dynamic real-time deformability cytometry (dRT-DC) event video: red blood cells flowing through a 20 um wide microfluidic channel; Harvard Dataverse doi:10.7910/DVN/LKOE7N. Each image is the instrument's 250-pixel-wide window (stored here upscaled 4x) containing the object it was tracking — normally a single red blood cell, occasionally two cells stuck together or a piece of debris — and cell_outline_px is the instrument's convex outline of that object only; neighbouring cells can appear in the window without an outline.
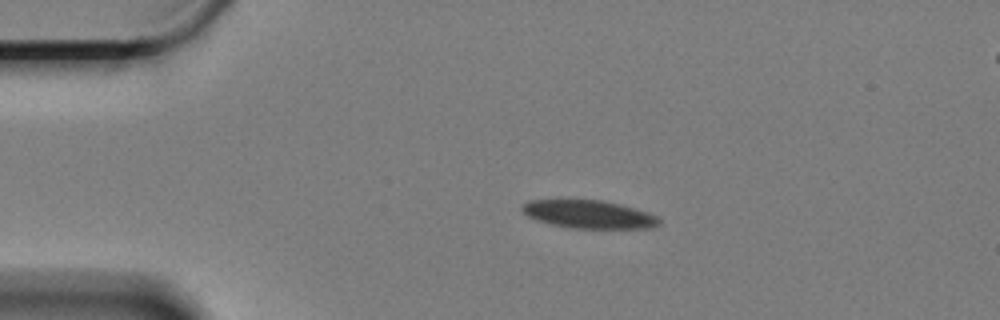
{"species": "Egyptian fruit bat (a non-hibernating species)", "species_latin": "Rousettus aegyptiacus", "temperature_condition": "cold", "stored_images_in_passage": 49, "camera_frame_rate_fps": 3000, "um_per_image_px": 0.085, "animal": {"sex": "female"}, "frame": {"image": 1, "passage_image": 1, "time_ms": 0.0, "image_size_px": [1000, 320], "cell_outline_px": [[660, 224], [648, 228], [568, 228], [536, 220], [528, 216], [520, 208], [528, 200], [600, 200], [620, 204], [648, 212], [656, 216], [660, 220]], "centroid_in_image_um": [50.04, 18.22], "position_along_channel_um": 35.0, "area_um2": 22.25}}
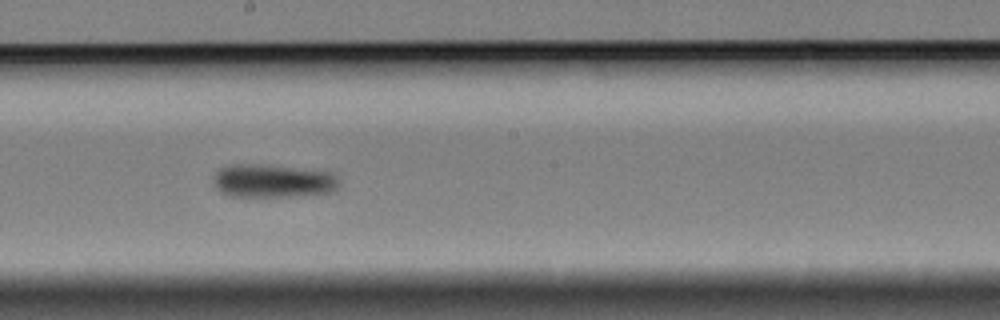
{"frame": {"image": 2, "passage_image": 22, "time_ms": 7.0, "image_size_px": [1000, 320], "cell_outline_px": [[340, 188], [336, 192], [288, 196], [232, 196], [220, 192], [216, 188], [216, 172], [220, 168], [232, 164], [260, 164], [332, 172], [340, 180]], "centroid_in_image_um": [23.27, 15.38], "position_along_channel_um": 224.9, "area_um2": 24.33}}
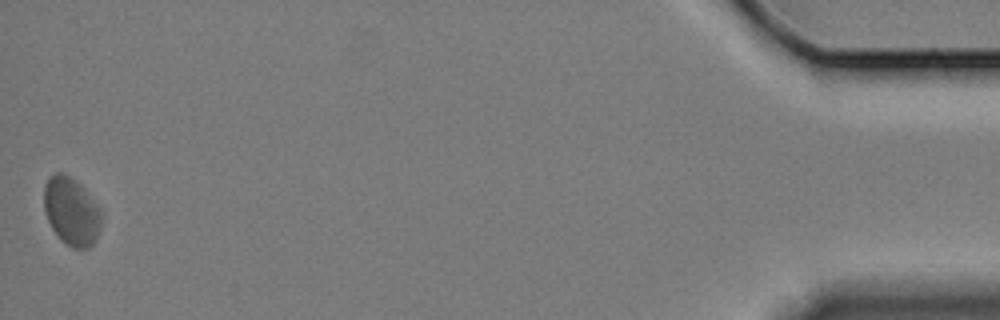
{"frame": {"image": 3, "passage_image": 49, "time_ms": 16.0, "image_size_px": [1000, 320], "cell_outline_px": [[104, 212], [100, 228], [92, 244], [88, 248], [72, 248], [52, 228], [48, 220], [44, 208], [44, 184], [48, 176], [56, 172], [64, 172], [80, 184]], "centroid_in_image_um": [6.08, 17.91], "position_along_channel_um": 429.1, "area_um2": 22.72}, "authors_computed_cell_mechanics": {"area_um2": 23.5246, "velocity_mm_per_s": 3.2637, "shape_relaxation_time_tau1_ms": 6.9033, "shape_relaxation_time_tau2_ms": null, "deformation_change_tau1": 0.0631, "deformation_change_tau2": null}}